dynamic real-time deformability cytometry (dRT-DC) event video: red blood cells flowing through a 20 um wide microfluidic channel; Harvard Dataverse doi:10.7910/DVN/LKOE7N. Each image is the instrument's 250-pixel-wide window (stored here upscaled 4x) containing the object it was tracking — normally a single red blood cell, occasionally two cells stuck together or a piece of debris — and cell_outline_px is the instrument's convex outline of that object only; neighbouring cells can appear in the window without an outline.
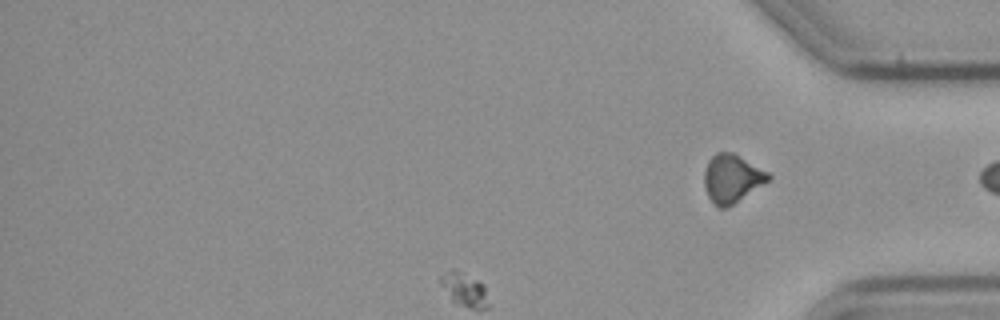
{"species": "common noctule bat (a hibernating species)", "species_latin": "Nyctalus noctula", "temperature_condition": "cold", "stored_images_in_passage": 39, "camera_frame_rate_fps": 3000, "um_per_image_px": 0.085, "animal": {"sex": "male", "body_mass_g": 23.1, "forearm_length_mm": 52.7}, "frame": {"image": 1, "passage_image": 39, "time_ms": 12.667, "image_size_px": [1000, 320], "cell_outline_px": [[772, 176], [768, 180], [732, 204], [724, 208], [720, 208], [708, 196], [704, 184], [704, 172], [708, 160], [716, 152], [732, 152], [768, 172]], "centroid_in_image_um": [62.18, 15.14], "position_along_channel_um": 373.0, "area_um2": 17.46}}